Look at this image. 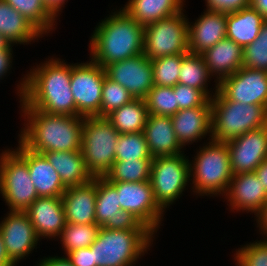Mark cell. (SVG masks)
<instances>
[{"label":"cell","mask_w":267,"mask_h":266,"mask_svg":"<svg viewBox=\"0 0 267 266\" xmlns=\"http://www.w3.org/2000/svg\"><path fill=\"white\" fill-rule=\"evenodd\" d=\"M10 43L0 34V50H5Z\"/></svg>","instance_id":"816d5d0a"},{"label":"cell","mask_w":267,"mask_h":266,"mask_svg":"<svg viewBox=\"0 0 267 266\" xmlns=\"http://www.w3.org/2000/svg\"><path fill=\"white\" fill-rule=\"evenodd\" d=\"M211 98L212 140L227 142L242 134L267 126V108L226 100L214 88Z\"/></svg>","instance_id":"5b68a950"},{"label":"cell","mask_w":267,"mask_h":266,"mask_svg":"<svg viewBox=\"0 0 267 266\" xmlns=\"http://www.w3.org/2000/svg\"><path fill=\"white\" fill-rule=\"evenodd\" d=\"M183 12L144 26L143 54L147 58L154 60L189 52L188 19Z\"/></svg>","instance_id":"9c48e42d"},{"label":"cell","mask_w":267,"mask_h":266,"mask_svg":"<svg viewBox=\"0 0 267 266\" xmlns=\"http://www.w3.org/2000/svg\"><path fill=\"white\" fill-rule=\"evenodd\" d=\"M151 230H115L100 228L90 246L96 266H135L150 250L154 238Z\"/></svg>","instance_id":"277c9868"},{"label":"cell","mask_w":267,"mask_h":266,"mask_svg":"<svg viewBox=\"0 0 267 266\" xmlns=\"http://www.w3.org/2000/svg\"><path fill=\"white\" fill-rule=\"evenodd\" d=\"M25 75L16 89L20 106L49 114L76 116L70 85L71 64L57 57L48 58Z\"/></svg>","instance_id":"6da1fadb"},{"label":"cell","mask_w":267,"mask_h":266,"mask_svg":"<svg viewBox=\"0 0 267 266\" xmlns=\"http://www.w3.org/2000/svg\"><path fill=\"white\" fill-rule=\"evenodd\" d=\"M143 132L153 158L176 156L184 152L176 137L171 116L149 114Z\"/></svg>","instance_id":"cb8c5ba5"},{"label":"cell","mask_w":267,"mask_h":266,"mask_svg":"<svg viewBox=\"0 0 267 266\" xmlns=\"http://www.w3.org/2000/svg\"><path fill=\"white\" fill-rule=\"evenodd\" d=\"M212 76L209 74L202 54L188 52L183 54L178 83L202 90L210 99L213 97L208 89V83Z\"/></svg>","instance_id":"4dcf8cb0"},{"label":"cell","mask_w":267,"mask_h":266,"mask_svg":"<svg viewBox=\"0 0 267 266\" xmlns=\"http://www.w3.org/2000/svg\"><path fill=\"white\" fill-rule=\"evenodd\" d=\"M25 212L39 239H56L66 225L61 197H38Z\"/></svg>","instance_id":"ffe728a7"},{"label":"cell","mask_w":267,"mask_h":266,"mask_svg":"<svg viewBox=\"0 0 267 266\" xmlns=\"http://www.w3.org/2000/svg\"><path fill=\"white\" fill-rule=\"evenodd\" d=\"M12 8L21 13L43 35L56 29V17L46 8L42 0H5ZM54 28V29H53Z\"/></svg>","instance_id":"d6a6232c"},{"label":"cell","mask_w":267,"mask_h":266,"mask_svg":"<svg viewBox=\"0 0 267 266\" xmlns=\"http://www.w3.org/2000/svg\"><path fill=\"white\" fill-rule=\"evenodd\" d=\"M173 90L176 94L178 111L202 105H211V99L202 90L179 83L173 87Z\"/></svg>","instance_id":"60d3db41"},{"label":"cell","mask_w":267,"mask_h":266,"mask_svg":"<svg viewBox=\"0 0 267 266\" xmlns=\"http://www.w3.org/2000/svg\"><path fill=\"white\" fill-rule=\"evenodd\" d=\"M100 228L97 224L66 223L57 240L60 238L64 254L67 255L76 249L90 247L97 238Z\"/></svg>","instance_id":"836d02e7"},{"label":"cell","mask_w":267,"mask_h":266,"mask_svg":"<svg viewBox=\"0 0 267 266\" xmlns=\"http://www.w3.org/2000/svg\"><path fill=\"white\" fill-rule=\"evenodd\" d=\"M95 220L102 228L115 230H149L130 212L123 211L117 190L104 178L96 177Z\"/></svg>","instance_id":"5bb4252c"},{"label":"cell","mask_w":267,"mask_h":266,"mask_svg":"<svg viewBox=\"0 0 267 266\" xmlns=\"http://www.w3.org/2000/svg\"><path fill=\"white\" fill-rule=\"evenodd\" d=\"M149 114L173 116L178 112L176 94L173 87L154 85L145 97Z\"/></svg>","instance_id":"d590c367"},{"label":"cell","mask_w":267,"mask_h":266,"mask_svg":"<svg viewBox=\"0 0 267 266\" xmlns=\"http://www.w3.org/2000/svg\"><path fill=\"white\" fill-rule=\"evenodd\" d=\"M183 55H169L151 60L154 85L174 87L178 83Z\"/></svg>","instance_id":"8d00e7d4"},{"label":"cell","mask_w":267,"mask_h":266,"mask_svg":"<svg viewBox=\"0 0 267 266\" xmlns=\"http://www.w3.org/2000/svg\"><path fill=\"white\" fill-rule=\"evenodd\" d=\"M231 211H245L256 216L267 201V192L255 172L233 175L223 195Z\"/></svg>","instance_id":"ac0fdd59"},{"label":"cell","mask_w":267,"mask_h":266,"mask_svg":"<svg viewBox=\"0 0 267 266\" xmlns=\"http://www.w3.org/2000/svg\"><path fill=\"white\" fill-rule=\"evenodd\" d=\"M218 92L226 100L267 108V71L241 67L218 83Z\"/></svg>","instance_id":"4fadbf2b"},{"label":"cell","mask_w":267,"mask_h":266,"mask_svg":"<svg viewBox=\"0 0 267 266\" xmlns=\"http://www.w3.org/2000/svg\"><path fill=\"white\" fill-rule=\"evenodd\" d=\"M0 194L10 211H25L38 198L27 163L12 148L0 154Z\"/></svg>","instance_id":"ba28073f"},{"label":"cell","mask_w":267,"mask_h":266,"mask_svg":"<svg viewBox=\"0 0 267 266\" xmlns=\"http://www.w3.org/2000/svg\"><path fill=\"white\" fill-rule=\"evenodd\" d=\"M106 76L123 86L134 99H145L154 86L152 63L143 53L104 67Z\"/></svg>","instance_id":"9a60e30c"},{"label":"cell","mask_w":267,"mask_h":266,"mask_svg":"<svg viewBox=\"0 0 267 266\" xmlns=\"http://www.w3.org/2000/svg\"><path fill=\"white\" fill-rule=\"evenodd\" d=\"M184 0H128L122 9L142 26L183 11Z\"/></svg>","instance_id":"f1b7e54d"},{"label":"cell","mask_w":267,"mask_h":266,"mask_svg":"<svg viewBox=\"0 0 267 266\" xmlns=\"http://www.w3.org/2000/svg\"><path fill=\"white\" fill-rule=\"evenodd\" d=\"M118 10L102 19L90 37L89 60L103 68L143 53L144 26Z\"/></svg>","instance_id":"3957f363"},{"label":"cell","mask_w":267,"mask_h":266,"mask_svg":"<svg viewBox=\"0 0 267 266\" xmlns=\"http://www.w3.org/2000/svg\"><path fill=\"white\" fill-rule=\"evenodd\" d=\"M0 34L11 45H27L44 37L30 21L5 0H0Z\"/></svg>","instance_id":"484cf974"},{"label":"cell","mask_w":267,"mask_h":266,"mask_svg":"<svg viewBox=\"0 0 267 266\" xmlns=\"http://www.w3.org/2000/svg\"><path fill=\"white\" fill-rule=\"evenodd\" d=\"M226 143L232 174L255 172L267 158V126L248 131Z\"/></svg>","instance_id":"2e32d148"},{"label":"cell","mask_w":267,"mask_h":266,"mask_svg":"<svg viewBox=\"0 0 267 266\" xmlns=\"http://www.w3.org/2000/svg\"><path fill=\"white\" fill-rule=\"evenodd\" d=\"M227 14L204 10L192 24L188 20V49L202 54L226 37ZM192 24V25H191Z\"/></svg>","instance_id":"44dd1931"},{"label":"cell","mask_w":267,"mask_h":266,"mask_svg":"<svg viewBox=\"0 0 267 266\" xmlns=\"http://www.w3.org/2000/svg\"><path fill=\"white\" fill-rule=\"evenodd\" d=\"M6 252L17 266L21 259H26L40 240L32 222L25 211H8L0 223Z\"/></svg>","instance_id":"e0dca14e"},{"label":"cell","mask_w":267,"mask_h":266,"mask_svg":"<svg viewBox=\"0 0 267 266\" xmlns=\"http://www.w3.org/2000/svg\"><path fill=\"white\" fill-rule=\"evenodd\" d=\"M226 37L242 48L253 43L259 36L266 19L254 8L248 6L227 14Z\"/></svg>","instance_id":"83f0119b"},{"label":"cell","mask_w":267,"mask_h":266,"mask_svg":"<svg viewBox=\"0 0 267 266\" xmlns=\"http://www.w3.org/2000/svg\"><path fill=\"white\" fill-rule=\"evenodd\" d=\"M65 256L73 266H96L90 247L76 249Z\"/></svg>","instance_id":"7bdbcfd3"},{"label":"cell","mask_w":267,"mask_h":266,"mask_svg":"<svg viewBox=\"0 0 267 266\" xmlns=\"http://www.w3.org/2000/svg\"><path fill=\"white\" fill-rule=\"evenodd\" d=\"M119 135L106 117H84L81 153L92 177H104L115 162Z\"/></svg>","instance_id":"52a82bcc"},{"label":"cell","mask_w":267,"mask_h":266,"mask_svg":"<svg viewBox=\"0 0 267 266\" xmlns=\"http://www.w3.org/2000/svg\"><path fill=\"white\" fill-rule=\"evenodd\" d=\"M153 159L115 161L104 178L108 182H143L150 180Z\"/></svg>","instance_id":"1f68e13d"},{"label":"cell","mask_w":267,"mask_h":266,"mask_svg":"<svg viewBox=\"0 0 267 266\" xmlns=\"http://www.w3.org/2000/svg\"><path fill=\"white\" fill-rule=\"evenodd\" d=\"M134 97L120 84L106 75L102 86V98L98 117H106L112 111L128 104Z\"/></svg>","instance_id":"74e56055"},{"label":"cell","mask_w":267,"mask_h":266,"mask_svg":"<svg viewBox=\"0 0 267 266\" xmlns=\"http://www.w3.org/2000/svg\"><path fill=\"white\" fill-rule=\"evenodd\" d=\"M208 11L233 13L250 6V0H205Z\"/></svg>","instance_id":"b9f144b4"},{"label":"cell","mask_w":267,"mask_h":266,"mask_svg":"<svg viewBox=\"0 0 267 266\" xmlns=\"http://www.w3.org/2000/svg\"><path fill=\"white\" fill-rule=\"evenodd\" d=\"M202 56L209 74L217 78L214 79L216 87L221 80L243 67V48L227 37L207 49Z\"/></svg>","instance_id":"d4e9b609"},{"label":"cell","mask_w":267,"mask_h":266,"mask_svg":"<svg viewBox=\"0 0 267 266\" xmlns=\"http://www.w3.org/2000/svg\"><path fill=\"white\" fill-rule=\"evenodd\" d=\"M150 183L155 200L165 211L183 194L190 182V161L182 154L155 157L152 161Z\"/></svg>","instance_id":"30bf717a"},{"label":"cell","mask_w":267,"mask_h":266,"mask_svg":"<svg viewBox=\"0 0 267 266\" xmlns=\"http://www.w3.org/2000/svg\"><path fill=\"white\" fill-rule=\"evenodd\" d=\"M148 116L145 99H133L112 111L106 118L120 134H125L143 132Z\"/></svg>","instance_id":"f546056e"},{"label":"cell","mask_w":267,"mask_h":266,"mask_svg":"<svg viewBox=\"0 0 267 266\" xmlns=\"http://www.w3.org/2000/svg\"><path fill=\"white\" fill-rule=\"evenodd\" d=\"M236 250V266H267V239L255 240Z\"/></svg>","instance_id":"ab89813d"},{"label":"cell","mask_w":267,"mask_h":266,"mask_svg":"<svg viewBox=\"0 0 267 266\" xmlns=\"http://www.w3.org/2000/svg\"><path fill=\"white\" fill-rule=\"evenodd\" d=\"M46 8L57 18L68 0H42Z\"/></svg>","instance_id":"7dc6e473"},{"label":"cell","mask_w":267,"mask_h":266,"mask_svg":"<svg viewBox=\"0 0 267 266\" xmlns=\"http://www.w3.org/2000/svg\"><path fill=\"white\" fill-rule=\"evenodd\" d=\"M153 159L144 132L120 134L115 147V161Z\"/></svg>","instance_id":"e575fe53"},{"label":"cell","mask_w":267,"mask_h":266,"mask_svg":"<svg viewBox=\"0 0 267 266\" xmlns=\"http://www.w3.org/2000/svg\"><path fill=\"white\" fill-rule=\"evenodd\" d=\"M40 262L36 264L37 266H73L71 262L63 255L60 256H52V257H44Z\"/></svg>","instance_id":"f6af8a7d"},{"label":"cell","mask_w":267,"mask_h":266,"mask_svg":"<svg viewBox=\"0 0 267 266\" xmlns=\"http://www.w3.org/2000/svg\"><path fill=\"white\" fill-rule=\"evenodd\" d=\"M105 69L91 61L71 64L70 85L76 116L91 117L100 113Z\"/></svg>","instance_id":"8fae6325"},{"label":"cell","mask_w":267,"mask_h":266,"mask_svg":"<svg viewBox=\"0 0 267 266\" xmlns=\"http://www.w3.org/2000/svg\"><path fill=\"white\" fill-rule=\"evenodd\" d=\"M0 266H16L9 258L4 244L3 235L0 232Z\"/></svg>","instance_id":"c3c4849f"},{"label":"cell","mask_w":267,"mask_h":266,"mask_svg":"<svg viewBox=\"0 0 267 266\" xmlns=\"http://www.w3.org/2000/svg\"><path fill=\"white\" fill-rule=\"evenodd\" d=\"M243 67L267 71V20L253 43L243 48Z\"/></svg>","instance_id":"f35d334b"},{"label":"cell","mask_w":267,"mask_h":266,"mask_svg":"<svg viewBox=\"0 0 267 266\" xmlns=\"http://www.w3.org/2000/svg\"><path fill=\"white\" fill-rule=\"evenodd\" d=\"M255 217L257 218V228L259 227V232L261 231L260 234L266 235L265 239H267V201L264 203L261 211Z\"/></svg>","instance_id":"bcb514c9"},{"label":"cell","mask_w":267,"mask_h":266,"mask_svg":"<svg viewBox=\"0 0 267 266\" xmlns=\"http://www.w3.org/2000/svg\"><path fill=\"white\" fill-rule=\"evenodd\" d=\"M190 162V185L200 196H223L233 177L226 142L209 140Z\"/></svg>","instance_id":"8992f818"},{"label":"cell","mask_w":267,"mask_h":266,"mask_svg":"<svg viewBox=\"0 0 267 266\" xmlns=\"http://www.w3.org/2000/svg\"><path fill=\"white\" fill-rule=\"evenodd\" d=\"M255 173L267 192V158L255 169Z\"/></svg>","instance_id":"681fc988"},{"label":"cell","mask_w":267,"mask_h":266,"mask_svg":"<svg viewBox=\"0 0 267 266\" xmlns=\"http://www.w3.org/2000/svg\"><path fill=\"white\" fill-rule=\"evenodd\" d=\"M13 46L10 44L5 50H0V80L6 77L12 67Z\"/></svg>","instance_id":"ee69618b"},{"label":"cell","mask_w":267,"mask_h":266,"mask_svg":"<svg viewBox=\"0 0 267 266\" xmlns=\"http://www.w3.org/2000/svg\"><path fill=\"white\" fill-rule=\"evenodd\" d=\"M250 6L267 20V0H250Z\"/></svg>","instance_id":"f907efd6"},{"label":"cell","mask_w":267,"mask_h":266,"mask_svg":"<svg viewBox=\"0 0 267 266\" xmlns=\"http://www.w3.org/2000/svg\"><path fill=\"white\" fill-rule=\"evenodd\" d=\"M109 183L117 190L121 209L130 212L154 234L157 233L165 211L155 200L150 181Z\"/></svg>","instance_id":"7c38bea8"},{"label":"cell","mask_w":267,"mask_h":266,"mask_svg":"<svg viewBox=\"0 0 267 266\" xmlns=\"http://www.w3.org/2000/svg\"><path fill=\"white\" fill-rule=\"evenodd\" d=\"M96 196V177L85 184L67 187L61 196L66 223L96 224Z\"/></svg>","instance_id":"603a6c76"},{"label":"cell","mask_w":267,"mask_h":266,"mask_svg":"<svg viewBox=\"0 0 267 266\" xmlns=\"http://www.w3.org/2000/svg\"><path fill=\"white\" fill-rule=\"evenodd\" d=\"M42 154L57 171L66 187L82 185L93 179L86 169L81 151H49Z\"/></svg>","instance_id":"4316f807"},{"label":"cell","mask_w":267,"mask_h":266,"mask_svg":"<svg viewBox=\"0 0 267 266\" xmlns=\"http://www.w3.org/2000/svg\"><path fill=\"white\" fill-rule=\"evenodd\" d=\"M171 119L182 147L201 141L207 134L209 140H212L211 105L179 110Z\"/></svg>","instance_id":"7402d4cb"},{"label":"cell","mask_w":267,"mask_h":266,"mask_svg":"<svg viewBox=\"0 0 267 266\" xmlns=\"http://www.w3.org/2000/svg\"><path fill=\"white\" fill-rule=\"evenodd\" d=\"M24 118L18 135L29 150L42 154L49 151H81L82 116L49 114L30 106H20Z\"/></svg>","instance_id":"7a4b0ae2"},{"label":"cell","mask_w":267,"mask_h":266,"mask_svg":"<svg viewBox=\"0 0 267 266\" xmlns=\"http://www.w3.org/2000/svg\"><path fill=\"white\" fill-rule=\"evenodd\" d=\"M18 143L13 150L27 163L38 197H61L67 187L51 163L43 154L29 150L20 141Z\"/></svg>","instance_id":"d6986e66"}]
</instances>
